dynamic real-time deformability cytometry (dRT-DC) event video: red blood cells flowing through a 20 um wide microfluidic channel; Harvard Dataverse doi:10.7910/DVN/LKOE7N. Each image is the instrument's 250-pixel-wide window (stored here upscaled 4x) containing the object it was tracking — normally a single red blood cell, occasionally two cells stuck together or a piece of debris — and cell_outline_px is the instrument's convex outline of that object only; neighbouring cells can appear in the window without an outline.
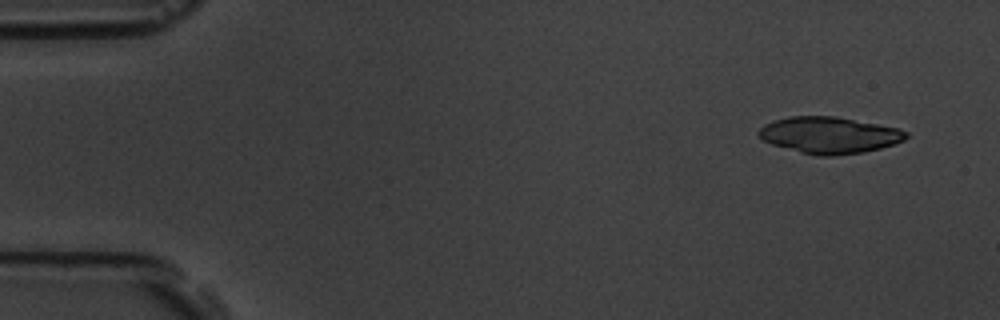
{"species": "common noctule bat (a hibernating species)", "species_latin": "Nyctalus noctula", "temperature_condition": "room temperature", "stored_images_in_passage": 17, "camera_frame_rate_fps": 3000, "um_per_image_px": 0.085, "animal": {"sex": "male", "body_mass_g": 19.5, "forearm_length_mm": 54.6}, "frame": {"image": 1, "passage_image": 1, "time_ms": 0.0, "image_size_px": [1000, 320], "cell_outline_px": [[908, 136], [904, 140], [880, 148], [864, 152], [832, 156], [816, 156], [800, 152], [772, 144], [764, 140], [756, 132], [764, 124], [772, 120], [788, 116], [836, 116], [900, 128], [908, 132]], "centroid_in_image_um": [70.48, 11.47], "position_along_channel_um": 14.5, "area_um2": 31.5}}
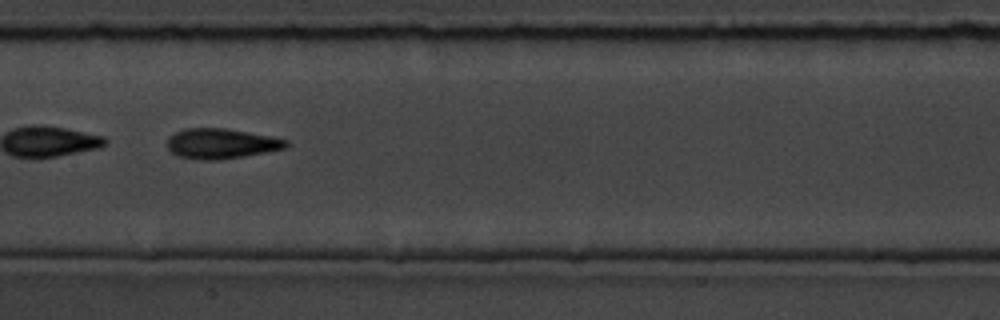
{"frame": {"image": 2, "passage_image": 8, "time_ms": 8.0, "image_size_px": [1000, 320], "cell_outline_px": [[288, 144], [284, 148], [244, 156], [220, 160], [200, 160], [176, 156], [168, 148], [168, 136], [184, 128], [228, 128], [288, 140]], "centroid_in_image_um": [18.75, 12.2], "position_along_channel_um": 188.7, "area_um2": 20.81}}
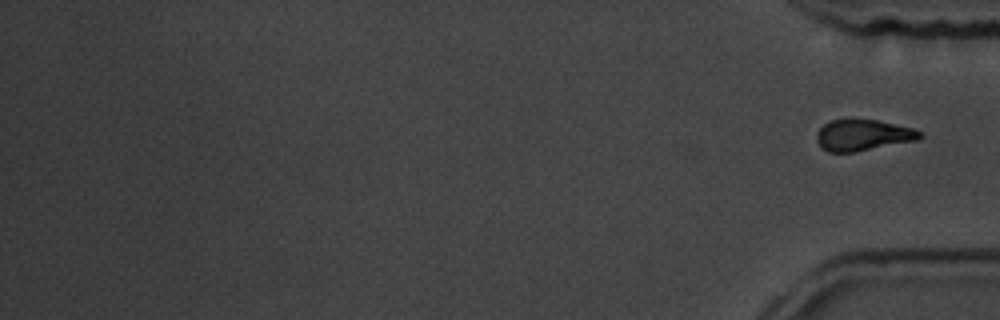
{"frame": {"image": 3, "passage_image": 17, "time_ms": 18.333, "image_size_px": [1000, 320], "cell_outline_px": [[924, 136], [916, 140], [856, 152], [828, 152], [820, 148], [816, 140], [816, 132], [828, 120], [844, 116], [852, 116], [876, 120], [912, 128], [920, 132]], "centroid_in_image_um": [73.25, 11.44], "position_along_channel_um": 361.9, "area_um2": 19.48}}